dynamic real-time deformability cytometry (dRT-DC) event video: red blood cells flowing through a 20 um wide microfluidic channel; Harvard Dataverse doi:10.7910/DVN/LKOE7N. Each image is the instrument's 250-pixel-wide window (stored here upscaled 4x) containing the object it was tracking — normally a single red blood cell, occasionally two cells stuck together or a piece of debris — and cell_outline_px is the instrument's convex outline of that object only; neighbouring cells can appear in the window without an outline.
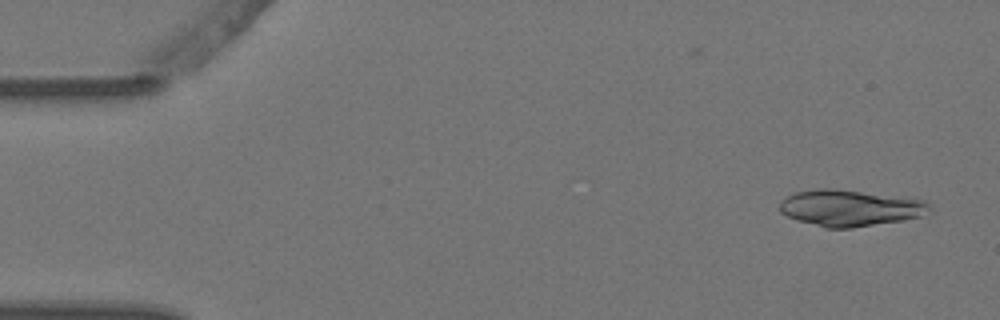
{"species": "Egyptian fruit bat (a non-hibernating species)", "species_latin": "Rousettus aegyptiacus", "temperature_condition": "warm", "stored_images_in_passage": 2, "camera_frame_rate_fps": 3000, "um_per_image_px": 0.085, "animal": {"sex": "female"}, "frame": {"image": 1, "passage_image": 2, "time_ms": 0.333, "image_size_px": [1000, 320], "cell_outline_px": [[932, 212], [920, 216], [904, 220], [852, 228], [824, 228], [788, 216], [780, 212], [780, 200], [792, 192], [816, 188], [832, 188], [916, 196], [932, 204]], "centroid_in_image_um": [72.36, 17.64], "position_along_channel_um": 12.6, "area_um2": 32.83}}